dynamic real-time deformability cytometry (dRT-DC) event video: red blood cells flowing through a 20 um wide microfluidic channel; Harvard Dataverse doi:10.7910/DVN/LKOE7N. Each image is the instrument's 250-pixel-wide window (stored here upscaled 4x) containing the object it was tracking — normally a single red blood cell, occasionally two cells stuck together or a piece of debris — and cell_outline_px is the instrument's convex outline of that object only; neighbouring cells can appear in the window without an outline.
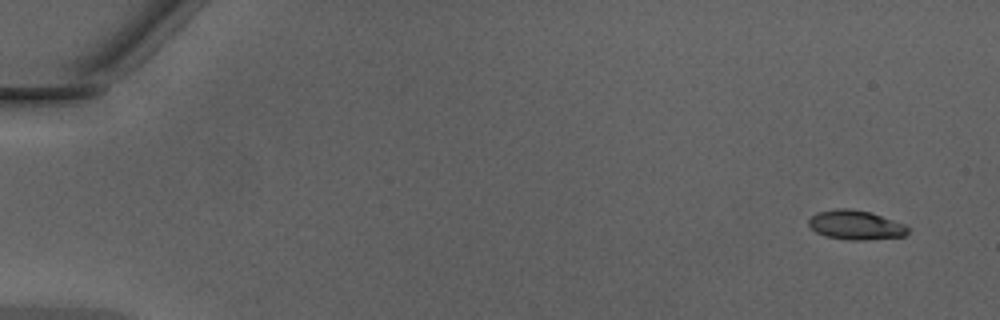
{"species": "Egyptian fruit bat (a non-hibernating species)", "species_latin": "Rousettus aegyptiacus", "temperature_condition": "warm", "stored_images_in_passage": 9, "camera_frame_rate_fps": 3000, "um_per_image_px": 0.085, "animal": {"sex": "male"}, "frame": {"image": 1, "passage_image": 1, "time_ms": 0.0, "image_size_px": [1000, 320], "cell_outline_px": [[912, 228], [904, 236], [868, 240], [848, 240], [824, 236], [816, 232], [808, 224], [808, 220], [816, 212], [836, 208], [848, 208], [868, 212], [904, 224]], "centroid_in_image_um": [72.72, 19.13], "position_along_channel_um": 12.3, "area_um2": 16.99}}